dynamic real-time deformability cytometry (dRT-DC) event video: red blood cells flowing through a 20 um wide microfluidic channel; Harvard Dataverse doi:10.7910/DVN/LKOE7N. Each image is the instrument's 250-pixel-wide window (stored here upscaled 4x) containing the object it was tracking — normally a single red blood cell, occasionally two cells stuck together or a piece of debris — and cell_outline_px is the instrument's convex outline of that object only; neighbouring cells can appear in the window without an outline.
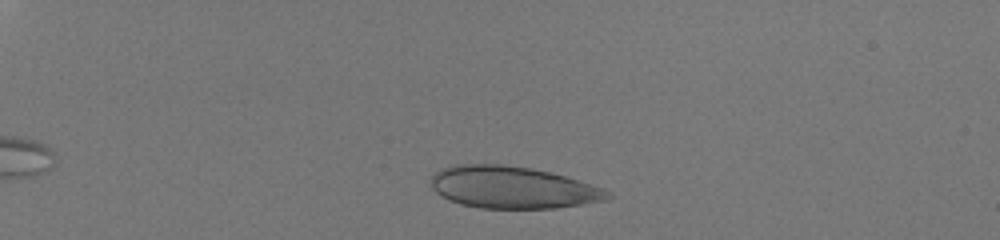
{"species": "human", "species_latin": "Homo sapiens", "temperature_condition": "room temperature", "stored_images_in_passage": 43, "camera_frame_rate_fps": 3000, "um_per_image_px": 0.085, "donor": {"sex": "male"}, "frame": {"image": 1, "passage_image": 9, "time_ms": 2.667, "image_size_px": [1000, 240], "cell_outline_px": [[612, 196], [608, 200], [556, 208], [480, 208], [460, 204], [448, 200], [436, 192], [432, 188], [432, 176], [440, 168], [456, 164], [504, 164], [532, 168], [564, 176], [604, 188], [612, 192]], "centroid_in_image_um": [43.57, 15.93], "position_along_channel_um": 41.4, "area_um2": 43.41}}
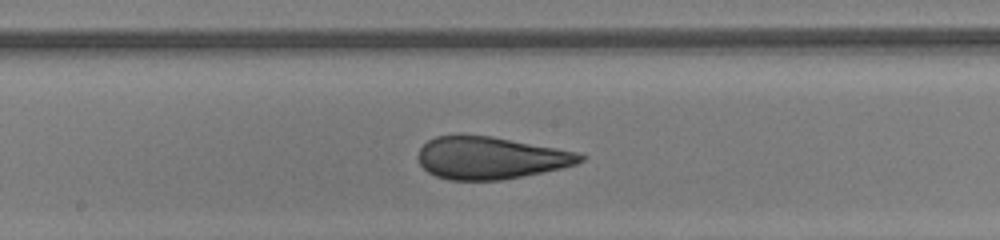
{"frame": {"image": 2, "passage_image": 28, "time_ms": 9.0, "image_size_px": [1000, 240], "cell_outline_px": [[584, 160], [576, 164], [560, 168], [500, 180], [448, 180], [436, 176], [428, 172], [420, 164], [416, 156], [420, 148], [428, 140], [436, 136], [492, 136], [556, 148], [576, 152], [584, 156]], "centroid_in_image_um": [41.65, 13.43], "position_along_channel_um": 206.6, "area_um2": 39.48}}
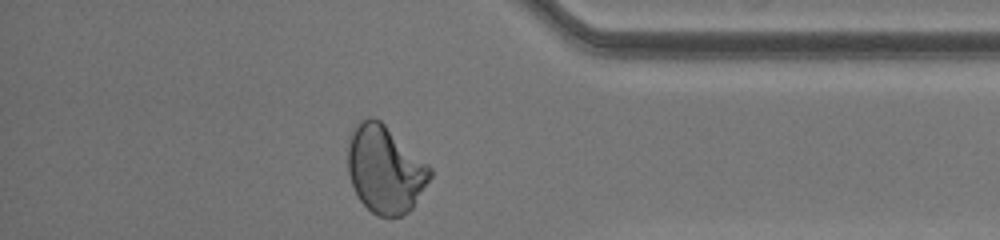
{"frame": {"image": 3, "passage_image": 43, "time_ms": 14.0, "image_size_px": [1000, 240], "cell_outline_px": [[432, 176], [412, 208], [404, 216], [388, 220], [376, 216], [360, 200], [352, 184], [348, 172], [348, 136], [352, 128], [360, 120], [368, 116], [372, 116], [380, 120], [428, 164], [432, 168]], "centroid_in_image_um": [32.72, 14.41], "position_along_channel_um": 402.5, "area_um2": 42.37}}